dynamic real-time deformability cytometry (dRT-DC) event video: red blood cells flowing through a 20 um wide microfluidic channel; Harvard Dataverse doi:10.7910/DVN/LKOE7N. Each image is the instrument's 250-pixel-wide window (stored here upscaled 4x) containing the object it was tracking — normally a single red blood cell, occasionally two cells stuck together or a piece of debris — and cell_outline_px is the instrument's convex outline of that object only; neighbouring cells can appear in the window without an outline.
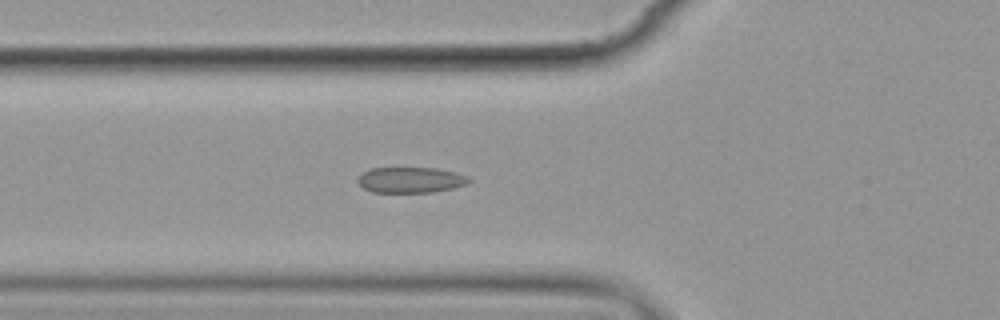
{"species": "common noctule bat (a hibernating species)", "species_latin": "Nyctalus noctula", "temperature_condition": "cold", "stored_images_in_passage": 6, "camera_frame_rate_fps": 3000, "um_per_image_px": 0.085, "animal": {"sex": "female", "body_mass_g": 19.9}, "frame": {"image": 1, "passage_image": 6, "time_ms": 5.667, "image_size_px": [1000, 320], "cell_outline_px": [[472, 180], [468, 184], [452, 188], [432, 192], [372, 192], [364, 188], [356, 180], [368, 168], [436, 168], [456, 172]], "centroid_in_image_um": [34.9, 15.29], "position_along_channel_um": 90.9, "area_um2": 16.53}}